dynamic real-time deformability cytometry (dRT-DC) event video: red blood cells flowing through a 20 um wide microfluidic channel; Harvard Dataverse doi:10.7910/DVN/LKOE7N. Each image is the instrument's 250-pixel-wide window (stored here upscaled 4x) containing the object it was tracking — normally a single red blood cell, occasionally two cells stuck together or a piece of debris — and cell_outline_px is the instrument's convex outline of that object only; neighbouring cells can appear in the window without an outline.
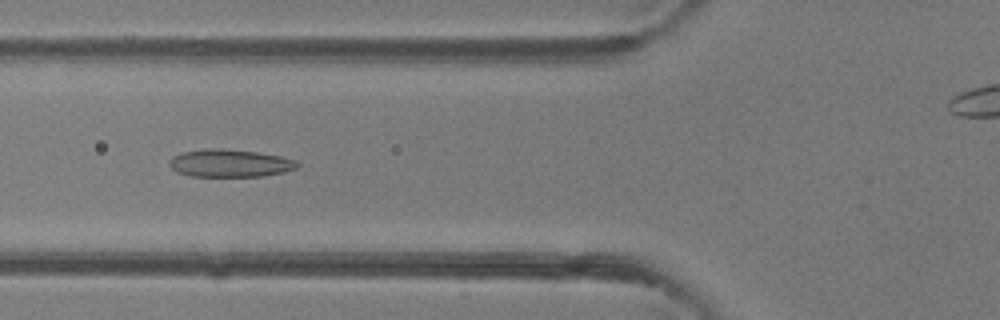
{"species": "common noctule bat (a hibernating species)", "species_latin": "Nyctalus noctula", "temperature_condition": "room temperature", "stored_images_in_passage": 34, "camera_frame_rate_fps": 3000, "um_per_image_px": 0.085, "animal": {"sex": "female"}, "frame": {"image": 1, "passage_image": 4, "time_ms": 1.0, "image_size_px": [1000, 320], "cell_outline_px": [[300, 164], [296, 168], [284, 172], [264, 176], [188, 176], [176, 172], [168, 164], [172, 156], [180, 152], [208, 148], [220, 148], [256, 152], [280, 156], [296, 160]], "centroid_in_image_um": [19.51, 13.87], "position_along_channel_um": 106.3, "area_um2": 20.75}}
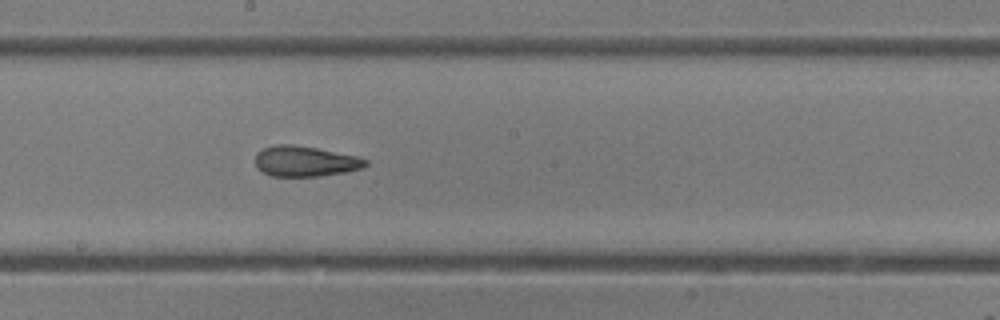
{"frame": {"image": 2, "passage_image": 12, "time_ms": 3.667, "image_size_px": [1000, 320], "cell_outline_px": [[368, 164], [360, 168], [344, 172], [320, 176], [272, 176], [256, 168], [256, 152], [264, 148], [276, 144], [292, 144], [316, 148], [356, 156], [368, 160]], "centroid_in_image_um": [25.91, 13.7], "position_along_channel_um": 222.3, "area_um2": 19.42}}
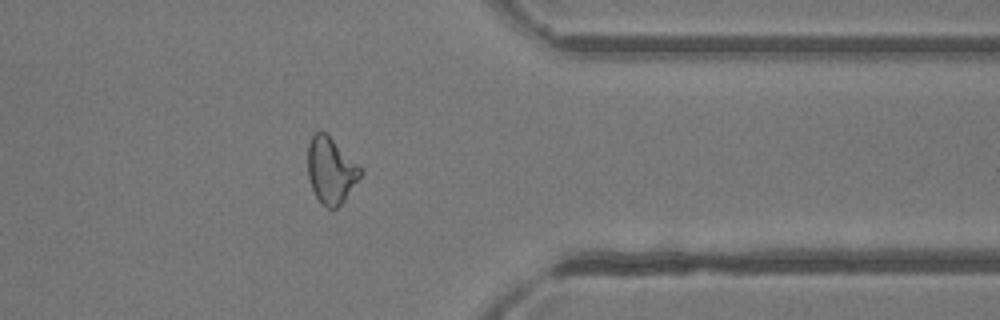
{"frame": {"image": 3, "passage_image": 24, "time_ms": 7.667, "image_size_px": [1000, 320], "cell_outline_px": [[364, 172], [344, 200], [336, 208], [328, 208], [316, 196], [312, 188], [308, 176], [308, 144], [312, 136], [316, 132], [328, 132]], "centroid_in_image_um": [28.13, 14.45], "position_along_channel_um": 383.3, "area_um2": 20.11}, "authors_computed_cell_mechanics": {"area_um2": 20.0566, "velocity_mm_per_s": 4.3319, "shape_relaxation_time_tau1_ms": 5.583, "shape_relaxation_time_tau2_ms": 1.5041, "deformation_change_tau1": 0.1761, "deformation_change_tau2": 0.0958}}